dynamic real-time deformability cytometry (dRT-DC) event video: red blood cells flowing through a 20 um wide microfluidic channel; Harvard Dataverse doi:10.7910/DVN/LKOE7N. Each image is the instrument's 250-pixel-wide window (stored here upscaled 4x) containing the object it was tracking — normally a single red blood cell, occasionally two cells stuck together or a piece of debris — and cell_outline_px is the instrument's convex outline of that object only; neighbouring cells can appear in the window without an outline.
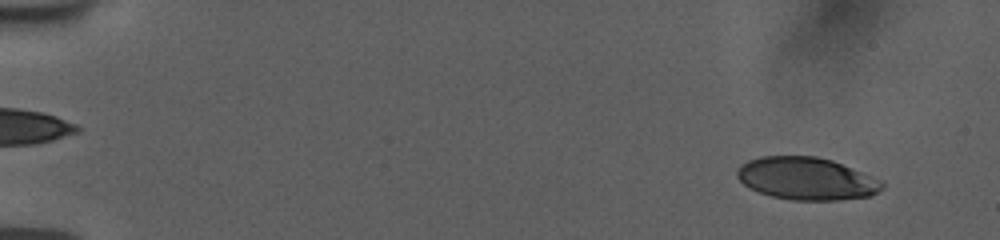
{"species": "human", "species_latin": "Homo sapiens", "temperature_condition": "room temperature", "stored_images_in_passage": 20, "camera_frame_rate_fps": 3000, "um_per_image_px": 0.085, "donor": {"sex": "female"}, "frame": {"image": 1, "passage_image": 3, "time_ms": 0.667, "image_size_px": [1000, 240], "cell_outline_px": [[884, 188], [872, 196], [840, 200], [792, 200], [772, 196], [760, 192], [744, 184], [736, 176], [736, 172], [740, 164], [748, 160], [760, 156], [816, 156], [832, 160], [880, 180], [884, 184]], "centroid_in_image_um": [68.55, 15.18], "position_along_channel_um": 16.5, "area_um2": 35.84}}
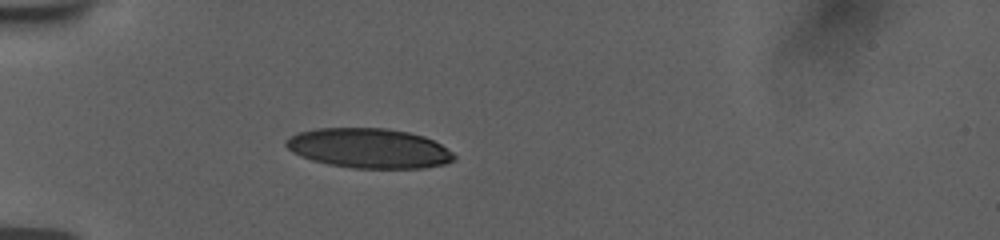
{"frame": {"image": 2, "passage_image": 13, "time_ms": 4.0, "image_size_px": [1000, 240], "cell_outline_px": [[456, 156], [452, 160], [444, 164], [424, 168], [352, 168], [328, 164], [312, 160], [300, 156], [292, 152], [284, 144], [284, 140], [288, 136], [296, 132], [316, 128], [388, 128], [408, 132], [424, 136], [440, 144], [452, 152]], "centroid_in_image_um": [31.31, 12.59], "position_along_channel_um": 53.7, "area_um2": 39.13}}
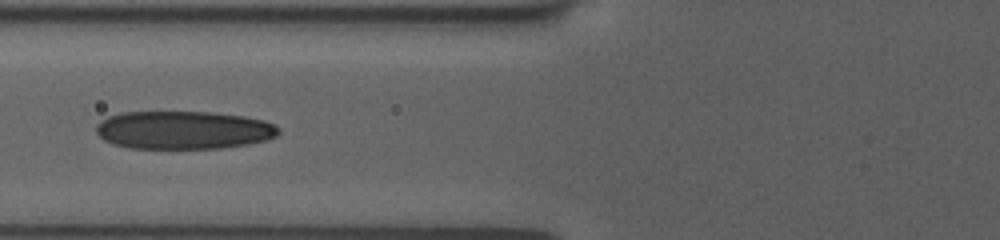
{"frame": {"image": 3, "passage_image": 18, "time_ms": 5.667, "image_size_px": [1000, 240], "cell_outline_px": [[280, 132], [276, 136], [264, 140], [248, 144], [220, 148], [128, 148], [112, 144], [104, 140], [96, 132], [96, 124], [100, 120], [108, 116], [120, 112], [212, 112], [244, 116], [264, 120], [276, 124], [280, 128]], "centroid_in_image_um": [15.59, 11.05], "position_along_channel_um": 110.2, "area_um2": 40.81}}